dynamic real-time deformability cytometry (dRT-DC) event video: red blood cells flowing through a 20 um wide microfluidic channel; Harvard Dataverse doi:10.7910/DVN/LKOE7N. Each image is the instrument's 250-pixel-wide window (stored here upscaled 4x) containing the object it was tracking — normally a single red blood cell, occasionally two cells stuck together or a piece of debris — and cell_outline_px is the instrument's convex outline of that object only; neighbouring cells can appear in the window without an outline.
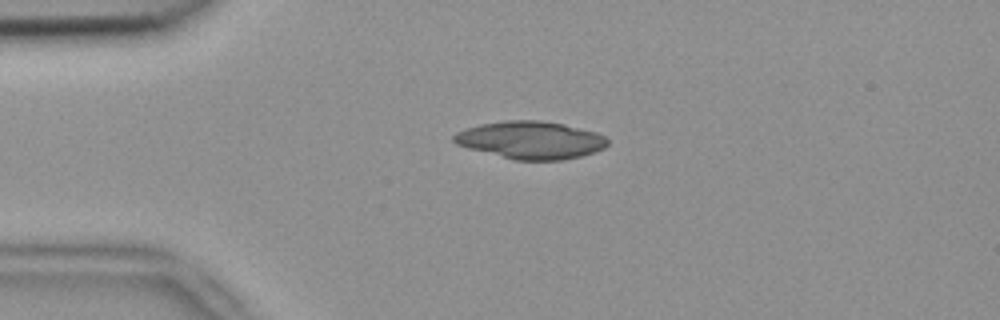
{"species": "common noctule bat (a hibernating species)", "species_latin": "Nyctalus noctula", "temperature_condition": "room temperature", "stored_images_in_passage": 4, "camera_frame_rate_fps": 3000, "um_per_image_px": 0.085, "animal": {"sex": "female", "body_mass_g": 18.4}, "frame": {"image": 1, "passage_image": 3, "time_ms": 0.667, "image_size_px": [1000, 320], "cell_outline_px": [[608, 144], [604, 148], [580, 156], [560, 160], [516, 160], [468, 148], [456, 144], [452, 140], [452, 136], [456, 132], [480, 124], [504, 120], [540, 120], [564, 124], [596, 132], [604, 136], [608, 140]], "centroid_in_image_um": [45.09, 11.89], "position_along_channel_um": 39.9, "area_um2": 33.52}}